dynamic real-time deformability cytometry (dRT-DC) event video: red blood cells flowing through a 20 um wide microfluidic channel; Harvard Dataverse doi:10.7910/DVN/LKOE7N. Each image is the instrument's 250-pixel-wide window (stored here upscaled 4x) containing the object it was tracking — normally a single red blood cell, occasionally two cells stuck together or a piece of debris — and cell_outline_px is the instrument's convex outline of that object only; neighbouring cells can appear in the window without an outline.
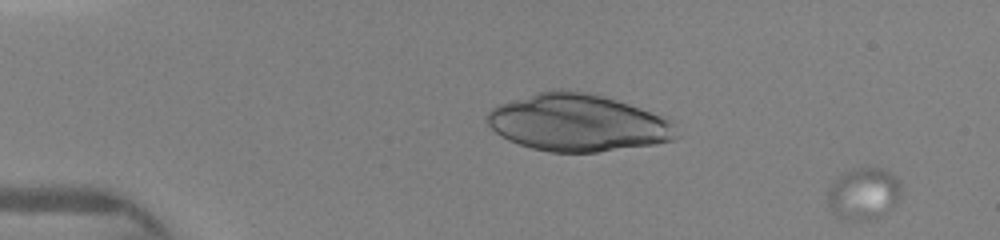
{"species": "human", "species_latin": "Homo sapiens", "temperature_condition": "warm", "stored_images_in_passage": 10, "segment_of_instrument_passage": [2, 2], "camera_frame_rate_fps": 3000, "um_per_image_px": 0.085, "donor": {"sex": "female"}, "frame": {"image": 1, "passage_image": 10, "time_ms": 3.0, "image_size_px": [1000, 240], "cell_outline_px": [[900, 200], [896, 204], [876, 220], [840, 224], [832, 212], [828, 204], [828, 188], [844, 172], [852, 168], [884, 168], [896, 176], [900, 180]], "centroid_in_image_um": [73.39, 16.55], "position_along_channel_um": 11.6, "area_um2": 23.29}}